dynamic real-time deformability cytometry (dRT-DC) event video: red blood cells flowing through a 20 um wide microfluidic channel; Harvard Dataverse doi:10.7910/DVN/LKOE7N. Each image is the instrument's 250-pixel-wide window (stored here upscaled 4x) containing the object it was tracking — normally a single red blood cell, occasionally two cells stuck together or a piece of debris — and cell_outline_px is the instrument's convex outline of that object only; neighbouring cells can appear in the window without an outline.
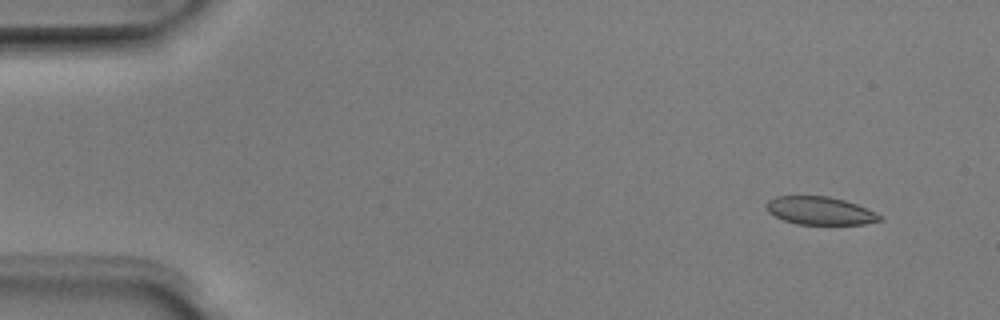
{"species": "Egyptian fruit bat (a non-hibernating species)", "species_latin": "Rousettus aegyptiacus", "temperature_condition": "room temperature", "stored_images_in_passage": 5, "camera_frame_rate_fps": 3000, "um_per_image_px": 0.085, "animal": {"sex": "male"}, "frame": {"image": 1, "passage_image": 2, "time_ms": 0.333, "image_size_px": [1000, 320], "cell_outline_px": [[880, 220], [864, 224], [796, 224], [784, 220], [768, 212], [764, 208], [764, 204], [768, 200], [776, 196], [828, 196], [844, 200], [856, 204], [876, 212], [880, 216]], "centroid_in_image_um": [69.64, 17.9], "position_along_channel_um": 15.4, "area_um2": 18.44}}
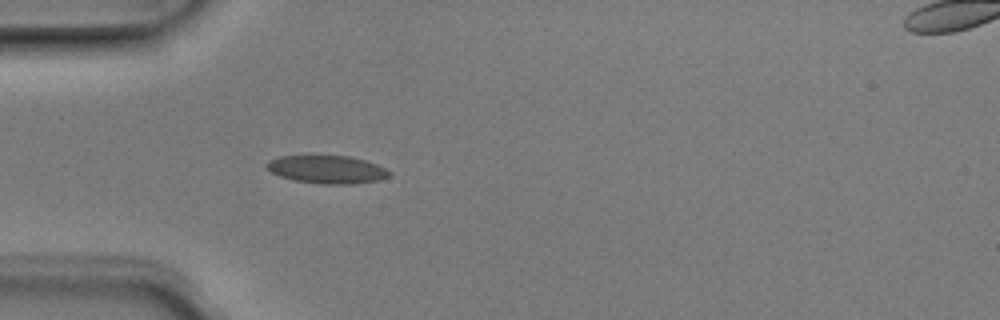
{"frame": {"image": 2, "passage_image": 5, "time_ms": 1.333, "image_size_px": [1000, 320], "cell_outline_px": [[392, 172], [388, 176], [380, 180], [352, 184], [320, 184], [296, 180], [280, 176], [264, 168], [264, 164], [268, 160], [280, 156], [352, 156], [376, 164]], "centroid_in_image_um": [27.77, 14.4], "position_along_channel_um": 57.2, "area_um2": 20.0}}